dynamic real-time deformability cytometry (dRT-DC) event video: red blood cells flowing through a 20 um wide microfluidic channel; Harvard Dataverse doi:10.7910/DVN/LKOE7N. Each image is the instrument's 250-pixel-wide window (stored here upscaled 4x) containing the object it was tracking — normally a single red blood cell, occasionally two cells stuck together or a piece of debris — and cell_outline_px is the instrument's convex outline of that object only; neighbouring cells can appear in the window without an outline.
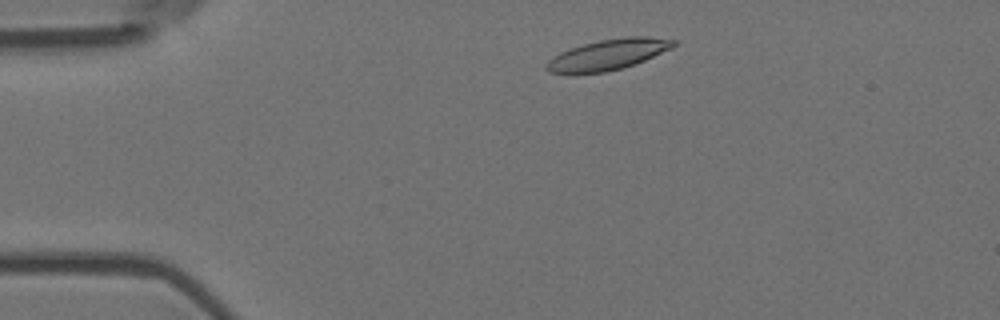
{"species": "Egyptian fruit bat (a non-hibernating species)", "species_latin": "Rousettus aegyptiacus", "temperature_condition": "room temperature", "stored_images_in_passage": 50, "camera_frame_rate_fps": 3000, "um_per_image_px": 0.085, "animal": {"sex": "female"}, "frame": {"image": 1, "passage_image": 5, "time_ms": 1.333, "image_size_px": [1000, 320], "cell_outline_px": [[680, 40], [672, 48], [644, 60], [620, 68], [604, 72], [548, 72], [544, 68], [548, 60], [560, 52], [584, 44], [600, 40], [628, 36], [648, 36]], "centroid_in_image_um": [51.74, 4.61], "position_along_channel_um": 33.3, "area_um2": 22.25}}
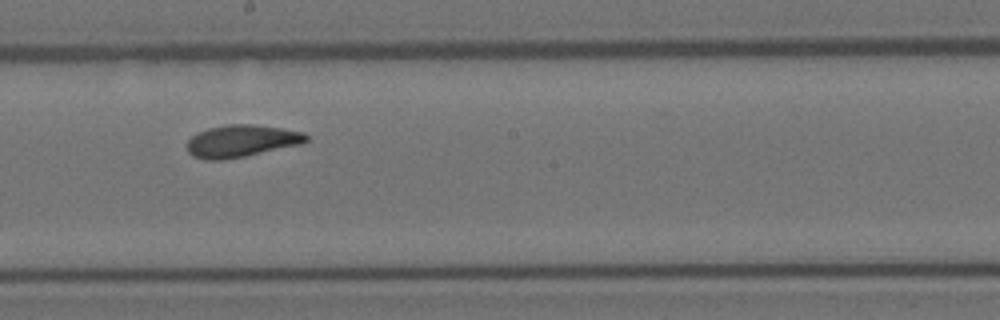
{"frame": {"image": 2, "passage_image": 25, "time_ms": 8.0, "image_size_px": [1000, 320], "cell_outline_px": [[308, 140], [300, 144], [244, 156], [224, 160], [204, 160], [192, 156], [188, 152], [188, 140], [192, 136], [208, 128], [228, 124], [252, 124], [280, 128], [304, 132], [308, 136]], "centroid_in_image_um": [20.5, 11.99], "position_along_channel_um": 227.7, "area_um2": 22.14}}
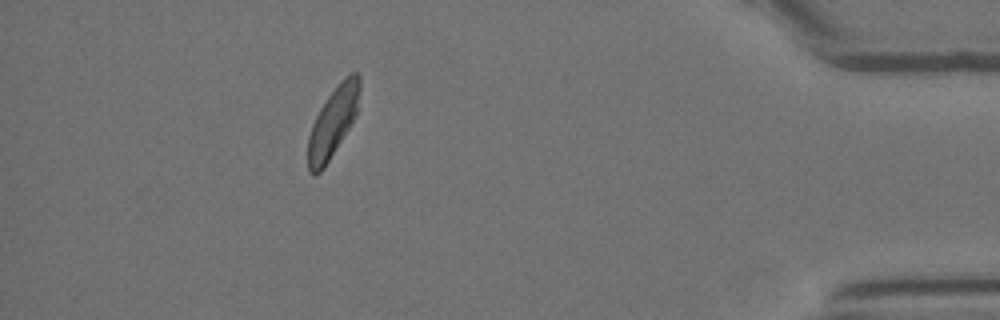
{"frame": {"image": 3, "passage_image": 44, "time_ms": 14.333, "image_size_px": [1000, 320], "cell_outline_px": [[360, 88], [356, 116], [324, 168], [316, 176], [312, 176], [308, 172], [308, 136], [312, 124], [320, 108], [336, 84], [344, 76], [352, 72], [356, 72], [360, 76]], "centroid_in_image_um": [28.29, 10.37], "position_along_channel_um": 406.9, "area_um2": 21.15}, "authors_computed_cell_mechanics": {"area_um2": 22.0507, "velocity_mm_per_s": 3.6404, "shape_relaxation_time_tau1_ms": 4.3541, "shape_relaxation_time_tau2_ms": 3.2377, "deformation_change_tau1": 0.1275, "deformation_change_tau2": 0.0874}}